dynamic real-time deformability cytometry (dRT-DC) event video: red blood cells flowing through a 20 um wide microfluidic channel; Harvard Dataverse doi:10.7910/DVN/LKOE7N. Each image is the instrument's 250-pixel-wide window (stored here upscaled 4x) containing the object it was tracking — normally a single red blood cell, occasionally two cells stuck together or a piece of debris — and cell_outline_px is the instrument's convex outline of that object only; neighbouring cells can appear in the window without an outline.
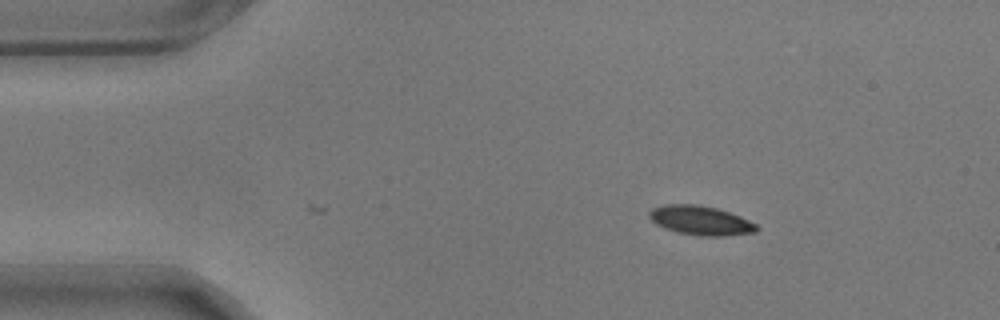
{"species": "common noctule bat (a hibernating species)", "species_latin": "Nyctalus noctula", "temperature_condition": "warm", "stored_images_in_passage": 5, "camera_frame_rate_fps": 3000, "um_per_image_px": 0.085, "animal": {"sex": "male", "body_mass_g": 17.9}, "frame": {"image": 1, "passage_image": 5, "time_ms": 1.333, "image_size_px": [1000, 320], "cell_outline_px": [[760, 228], [756, 232], [724, 236], [700, 236], [680, 232], [664, 228], [656, 224], [648, 216], [648, 212], [652, 208], [664, 204], [696, 204], [716, 208], [740, 216], [756, 224]], "centroid_in_image_um": [59.54, 18.73], "position_along_channel_um": 25.5, "area_um2": 18.26}}